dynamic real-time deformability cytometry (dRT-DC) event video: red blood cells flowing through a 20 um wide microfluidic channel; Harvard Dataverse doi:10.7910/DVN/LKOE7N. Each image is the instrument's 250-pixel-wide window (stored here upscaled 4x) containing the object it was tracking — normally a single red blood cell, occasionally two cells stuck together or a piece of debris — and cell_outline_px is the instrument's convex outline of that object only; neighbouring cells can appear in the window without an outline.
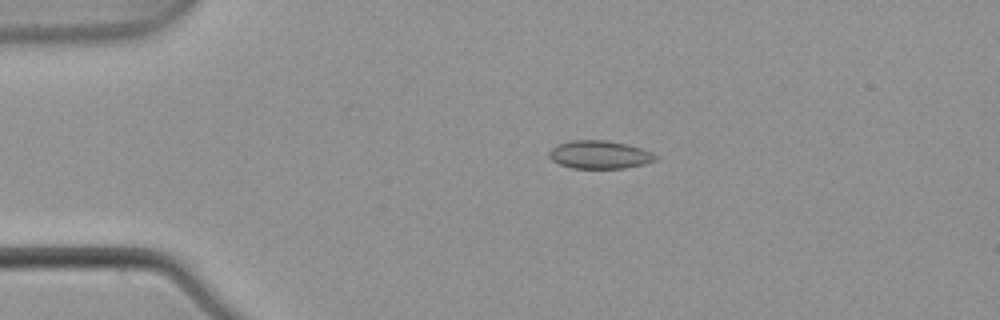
{"species": "common noctule bat (a hibernating species)", "species_latin": "Nyctalus noctula", "temperature_condition": "warm", "stored_images_in_passage": 4, "camera_frame_rate_fps": 3000, "um_per_image_px": 0.085, "animal": {"sex": "male", "body_mass_g": 21.5, "forearm_length_mm": 52.0}, "frame": {"image": 1, "passage_image": 2, "time_ms": 0.333, "image_size_px": [1000, 320], "cell_outline_px": [[660, 156], [656, 160], [644, 164], [624, 168], [572, 168], [560, 164], [552, 160], [548, 156], [548, 152], [552, 148], [560, 144], [572, 140], [608, 140], [640, 148], [652, 152]], "centroid_in_image_um": [50.98, 13.15], "position_along_channel_um": 34.0, "area_um2": 17.34}}
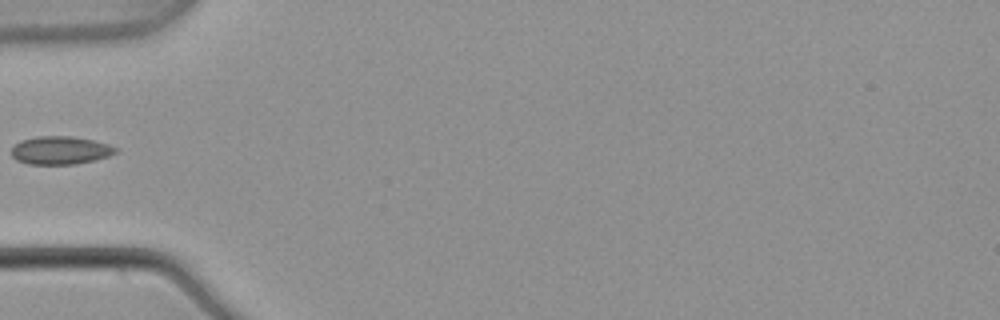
{"frame": {"image": 2, "passage_image": 4, "time_ms": 1.0, "image_size_px": [1000, 320], "cell_outline_px": [[120, 148], [116, 152], [108, 156], [76, 164], [28, 164], [16, 160], [12, 156], [12, 148], [20, 140], [36, 136], [72, 136], [92, 140], [108, 144]], "centroid_in_image_um": [5.12, 12.77], "position_along_channel_um": 79.9, "area_um2": 17.05}}